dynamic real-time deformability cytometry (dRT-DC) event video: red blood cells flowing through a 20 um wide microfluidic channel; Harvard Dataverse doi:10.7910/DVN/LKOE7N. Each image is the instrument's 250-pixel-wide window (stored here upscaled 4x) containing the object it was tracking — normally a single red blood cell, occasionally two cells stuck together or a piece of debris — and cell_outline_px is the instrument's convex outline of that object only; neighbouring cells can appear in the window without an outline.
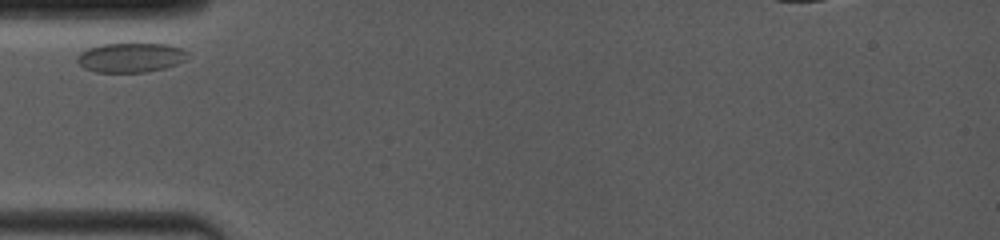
{"species": "common noctule bat (a hibernating species)", "species_latin": "Nyctalus noctula", "temperature_condition": "room temperature", "stored_images_in_passage": 2, "camera_frame_rate_fps": 4000, "um_per_image_px": 0.085, "animal": {"sex": "female", "body_mass_g": 19.0, "forearm_length_mm": 53.3}, "frame": {"image": 1, "passage_image": 1, "time_ms": 0.0, "image_size_px": [1000, 240], "cell_outline_px": [[192, 56], [176, 64], [164, 68], [148, 72], [96, 72], [84, 68], [76, 60], [76, 56], [80, 52], [88, 48], [100, 44], [168, 44], [180, 48], [188, 52]], "centroid_in_image_um": [11.11, 4.89], "position_along_channel_um": 73.9, "area_um2": 19.07}}